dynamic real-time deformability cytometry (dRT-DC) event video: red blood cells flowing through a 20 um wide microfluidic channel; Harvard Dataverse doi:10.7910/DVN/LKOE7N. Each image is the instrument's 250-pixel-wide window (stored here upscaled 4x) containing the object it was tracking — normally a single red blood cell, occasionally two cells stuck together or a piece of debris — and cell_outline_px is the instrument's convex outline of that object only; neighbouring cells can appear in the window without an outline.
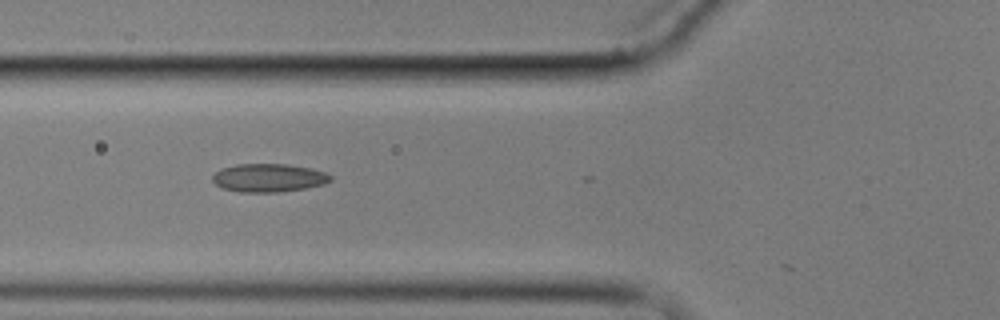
{"species": "common noctule bat (a hibernating species)", "species_latin": "Nyctalus noctula", "temperature_condition": "cold", "stored_images_in_passage": 8, "camera_frame_rate_fps": 3000, "um_per_image_px": 0.085, "animal": {"sex": "male", "body_mass_g": 17.9}, "frame": {"image": 1, "passage_image": 6, "time_ms": 6.667, "image_size_px": [1000, 320], "cell_outline_px": [[332, 180], [324, 184], [304, 188], [280, 192], [240, 192], [224, 188], [216, 184], [212, 180], [212, 176], [216, 172], [224, 168], [236, 164], [288, 164], [312, 168], [328, 172], [332, 176]], "centroid_in_image_um": [22.89, 15.11], "position_along_channel_um": 102.9, "area_um2": 19.48}}
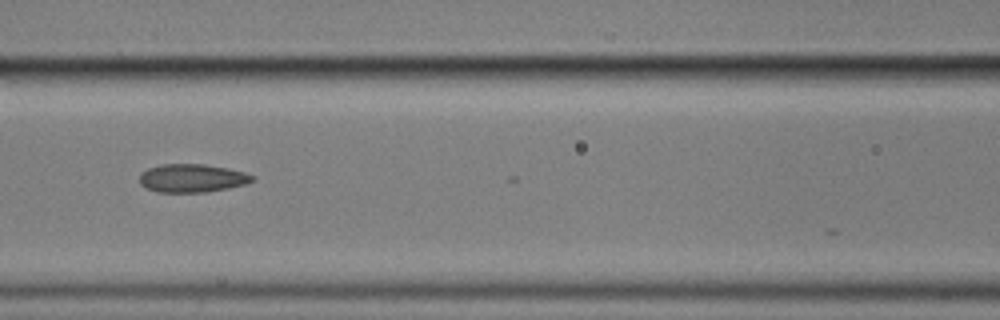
{"frame": {"image": 2, "passage_image": 7, "time_ms": 8.0, "image_size_px": [1000, 320], "cell_outline_px": [[256, 176], [248, 184], [208, 192], [156, 192], [144, 188], [140, 184], [140, 172], [148, 168], [160, 164], [204, 164], [228, 168], [244, 172]], "centroid_in_image_um": [16.31, 15.14], "position_along_channel_um": 150.3, "area_um2": 18.84}}